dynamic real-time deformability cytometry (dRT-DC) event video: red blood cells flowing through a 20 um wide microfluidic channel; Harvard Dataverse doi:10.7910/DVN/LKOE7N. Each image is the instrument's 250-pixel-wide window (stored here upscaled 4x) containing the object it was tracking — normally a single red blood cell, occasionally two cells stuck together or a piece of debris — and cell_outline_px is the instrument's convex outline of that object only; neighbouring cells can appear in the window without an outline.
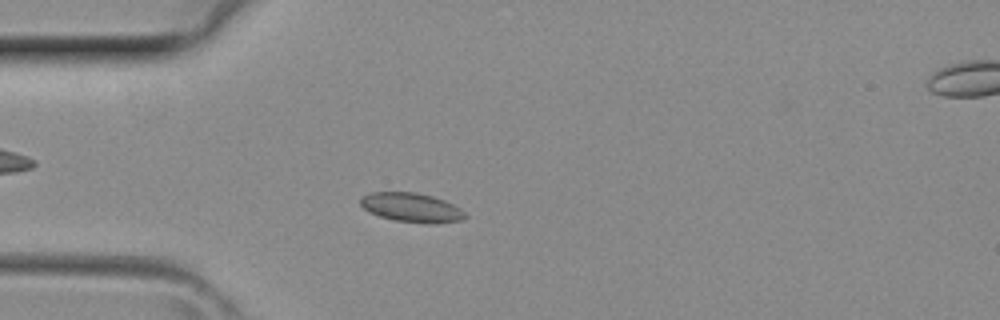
{"species": "common noctule bat (a hibernating species)", "species_latin": "Nyctalus noctula", "temperature_condition": "room temperature", "stored_images_in_passage": 38, "camera_frame_rate_fps": 3000, "um_per_image_px": 0.085, "animal": {"sex": "female", "body_mass_g": 29.2, "forearm_length_mm": 56.3}, "frame": {"image": 1, "passage_image": 9, "time_ms": 2.667, "image_size_px": [1000, 320], "cell_outline_px": [[468, 216], [464, 220], [436, 224], [428, 224], [396, 220], [380, 216], [368, 212], [360, 204], [360, 196], [368, 192], [416, 192], [432, 196], [444, 200], [460, 208]], "centroid_in_image_um": [34.98, 17.64], "position_along_channel_um": 50.0, "area_um2": 18.03}}
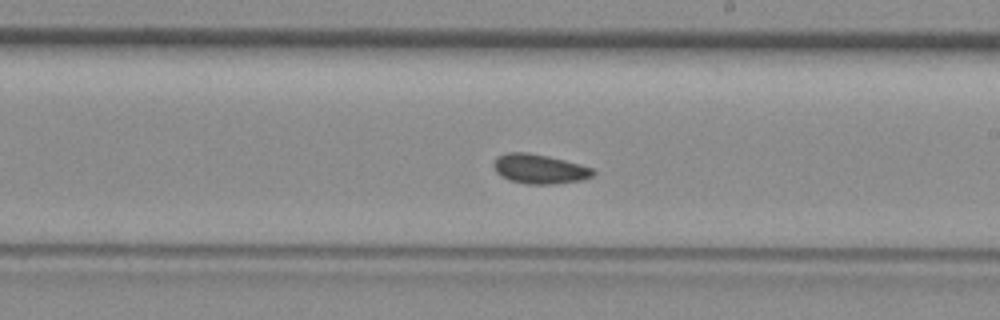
{"frame": {"image": 2, "passage_image": 21, "time_ms": 6.667, "image_size_px": [1000, 320], "cell_outline_px": [[596, 172], [592, 176], [580, 180], [552, 184], [528, 184], [508, 180], [500, 176], [496, 172], [492, 164], [496, 156], [508, 152], [528, 152], [548, 156], [580, 164], [592, 168]], "centroid_in_image_um": [45.81, 14.35], "position_along_channel_um": 243.2, "area_um2": 17.17}}
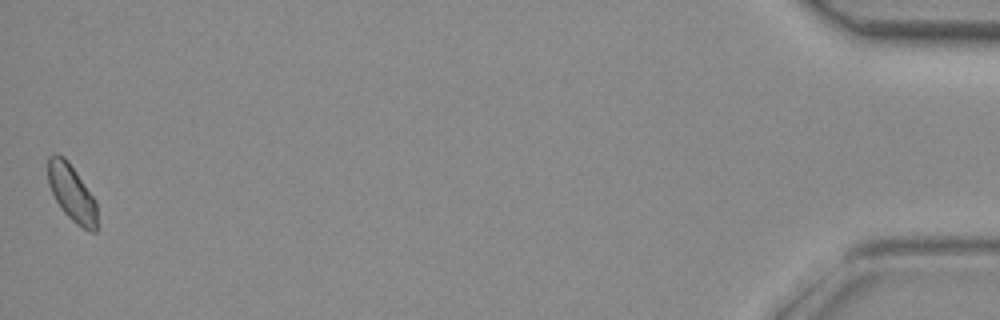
{"frame": {"image": 3, "passage_image": 38, "time_ms": 12.333, "image_size_px": [1000, 320], "cell_outline_px": [[96, 232], [88, 232], [76, 224], [64, 212], [56, 200], [48, 184], [48, 156], [56, 152], [64, 156], [68, 160], [96, 200]], "centroid_in_image_um": [6.1, 16.38], "position_along_channel_um": 429.1, "area_um2": 16.3}}